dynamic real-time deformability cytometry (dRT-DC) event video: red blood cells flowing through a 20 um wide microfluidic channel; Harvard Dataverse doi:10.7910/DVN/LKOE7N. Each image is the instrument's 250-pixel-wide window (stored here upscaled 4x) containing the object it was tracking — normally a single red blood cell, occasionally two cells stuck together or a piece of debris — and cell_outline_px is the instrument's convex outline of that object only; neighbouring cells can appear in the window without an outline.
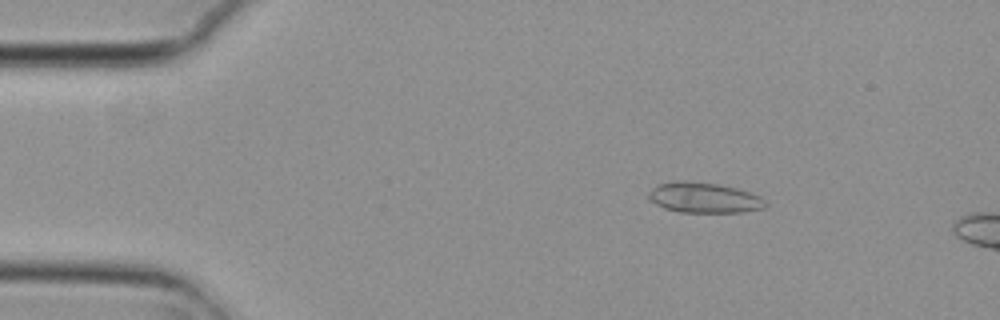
{"species": "common noctule bat (a hibernating species)", "species_latin": "Nyctalus noctula", "temperature_condition": "cold", "stored_images_in_passage": 3, "camera_frame_rate_fps": 3000, "um_per_image_px": 0.085, "animal": {"sex": "female", "body_mass_g": 29.2, "forearm_length_mm": 56.3}, "frame": {"image": 1, "passage_image": 2, "time_ms": 0.333, "image_size_px": [1000, 320], "cell_outline_px": [[768, 204], [764, 208], [744, 212], [680, 212], [664, 208], [648, 200], [648, 192], [652, 188], [660, 184], [680, 180], [716, 184], [736, 188], [752, 192], [760, 196]], "centroid_in_image_um": [59.85, 16.81], "position_along_channel_um": 25.1, "area_um2": 20.69}}